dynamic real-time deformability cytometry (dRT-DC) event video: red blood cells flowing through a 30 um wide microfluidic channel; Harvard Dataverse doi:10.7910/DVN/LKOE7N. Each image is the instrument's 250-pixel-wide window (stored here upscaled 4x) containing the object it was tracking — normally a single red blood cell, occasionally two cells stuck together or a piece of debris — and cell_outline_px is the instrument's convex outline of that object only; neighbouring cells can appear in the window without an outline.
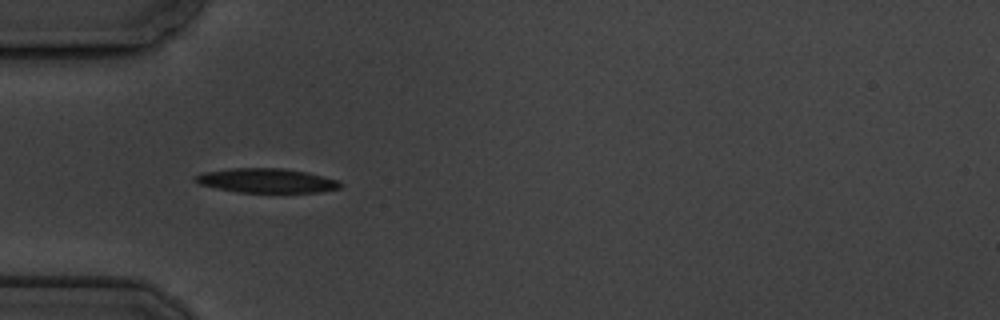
{"species": "common noctule bat (a hibernating species)", "species_latin": "Nyctalus noctula", "temperature_condition": "cold", "stored_images_in_passage": 6, "camera_frame_rate_fps": 3000, "um_per_image_px": 0.085, "animal": {"sex": "male", "body_mass_g": 19.5, "forearm_length_mm": 54.6}, "frame": {"image": 1, "passage_image": 5, "time_ms": 4.667, "image_size_px": [1000, 320], "cell_outline_px": [[344, 184], [340, 188], [320, 192], [240, 192], [216, 188], [200, 184], [192, 180], [196, 176], [204, 172], [232, 168], [284, 168], [308, 172], [340, 180]], "centroid_in_image_um": [22.72, 15.34], "position_along_channel_um": 62.3, "area_um2": 20.63}}